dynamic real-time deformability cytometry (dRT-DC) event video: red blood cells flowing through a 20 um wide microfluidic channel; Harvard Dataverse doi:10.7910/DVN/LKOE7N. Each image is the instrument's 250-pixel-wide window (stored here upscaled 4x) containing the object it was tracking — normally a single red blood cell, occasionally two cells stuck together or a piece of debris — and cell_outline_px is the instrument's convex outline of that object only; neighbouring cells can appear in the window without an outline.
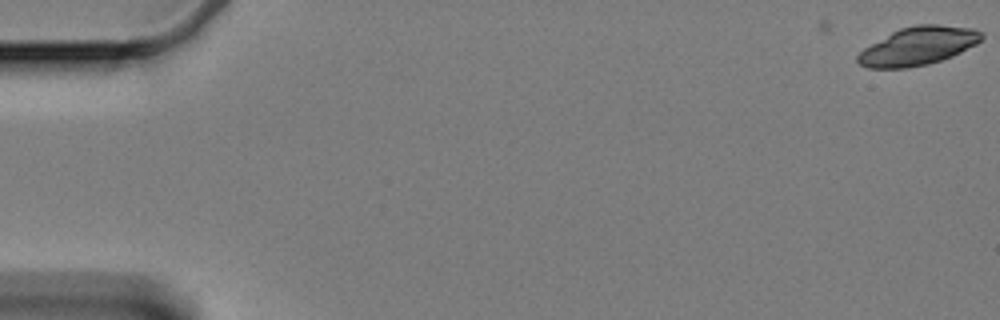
{"species": "Egyptian fruit bat (a non-hibernating species)", "species_latin": "Rousettus aegyptiacus", "temperature_condition": "cold", "stored_images_in_passage": 3, "camera_frame_rate_fps": 3000, "um_per_image_px": 0.085, "animal": {"sex": "female"}, "frame": {"image": 1, "passage_image": 3, "time_ms": 0.667, "image_size_px": [1000, 320], "cell_outline_px": [[984, 36], [976, 44], [952, 56], [928, 64], [908, 68], [868, 68], [860, 64], [856, 60], [856, 56], [864, 48], [892, 32], [900, 28], [916, 24], [936, 24], [972, 28], [984, 32]], "centroid_in_image_um": [78.04, 3.91], "position_along_channel_um": 7.0, "area_um2": 27.51}}